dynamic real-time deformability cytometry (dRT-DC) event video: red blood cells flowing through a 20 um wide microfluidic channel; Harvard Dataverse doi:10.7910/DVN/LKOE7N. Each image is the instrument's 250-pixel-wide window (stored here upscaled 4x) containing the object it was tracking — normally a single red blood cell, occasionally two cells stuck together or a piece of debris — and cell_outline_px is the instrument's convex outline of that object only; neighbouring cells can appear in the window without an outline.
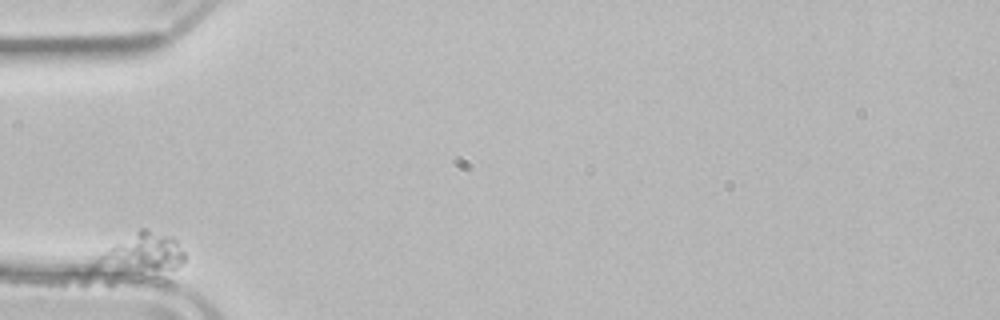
{"species": "common noctule bat (a hibernating species)", "species_latin": "Nyctalus noctula", "temperature_condition": "room temperature", "stored_images_in_passage": 2, "camera_frame_rate_fps": 3000, "um_per_image_px": 0.085, "animal": {"sex": "male", "body_mass_g": 21.5, "forearm_length_mm": 52.0}, "frame": {"image": 1, "passage_image": 1, "time_ms": 0.0, "image_size_px": [1000, 320], "cell_outline_px": [[184, 260], [176, 268], [152, 268], [100, 260], [100, 256], [108, 248], [140, 228], [148, 228], [172, 236], [176, 240], [184, 252]], "centroid_in_image_um": [12.43, 21.28], "position_along_channel_um": 72.6, "area_um2": 16.82}}